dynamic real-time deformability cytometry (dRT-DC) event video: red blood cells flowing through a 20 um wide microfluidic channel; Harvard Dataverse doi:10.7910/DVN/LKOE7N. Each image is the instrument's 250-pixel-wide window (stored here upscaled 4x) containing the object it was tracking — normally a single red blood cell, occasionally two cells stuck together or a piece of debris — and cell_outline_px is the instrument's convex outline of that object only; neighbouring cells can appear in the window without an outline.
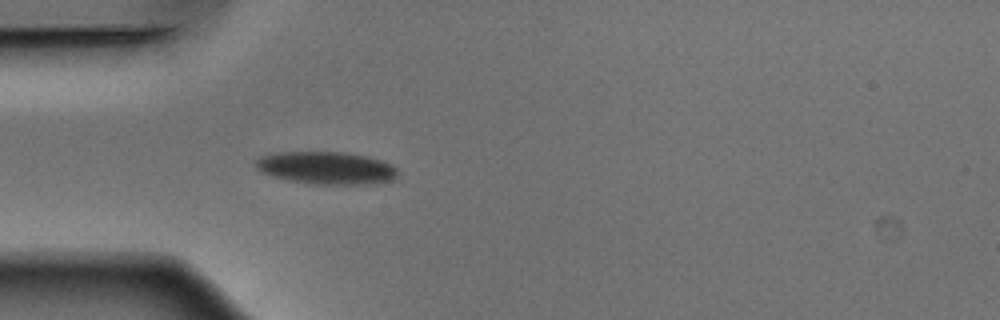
{"species": "Egyptian fruit bat (a non-hibernating species)", "species_latin": "Rousettus aegyptiacus", "temperature_condition": "warm", "stored_images_in_passage": 38, "camera_frame_rate_fps": 3000, "um_per_image_px": 0.085, "animal": {"sex": "male"}, "frame": {"image": 1, "passage_image": 1, "time_ms": 0.0, "image_size_px": [1000, 320], "cell_outline_px": [[400, 172], [392, 180], [364, 184], [316, 184], [288, 180], [260, 172], [256, 168], [256, 160], [264, 156], [280, 152], [344, 152], [368, 156], [392, 164]], "centroid_in_image_um": [27.77, 14.27], "position_along_channel_um": 57.2, "area_um2": 26.76}}
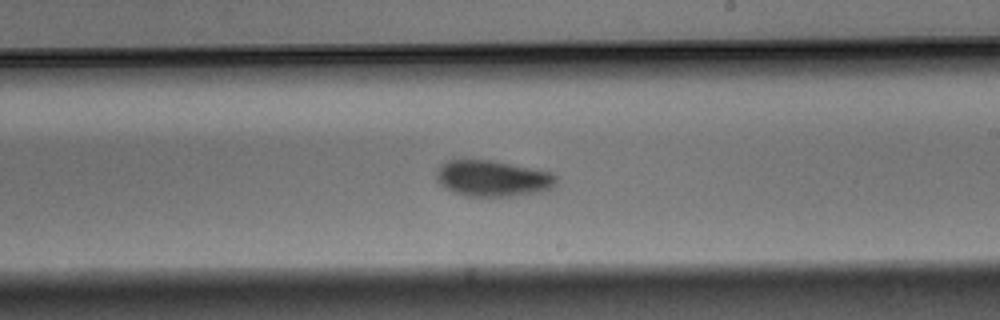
{"frame": {"image": 2, "passage_image": 16, "time_ms": 5.0, "image_size_px": [1000, 320], "cell_outline_px": [[556, 188], [544, 192], [512, 196], [464, 196], [452, 192], [444, 188], [436, 180], [436, 172], [440, 164], [448, 160], [488, 160], [552, 172], [556, 176]], "centroid_in_image_um": [41.88, 15.19], "position_along_channel_um": 247.1, "area_um2": 25.49}}
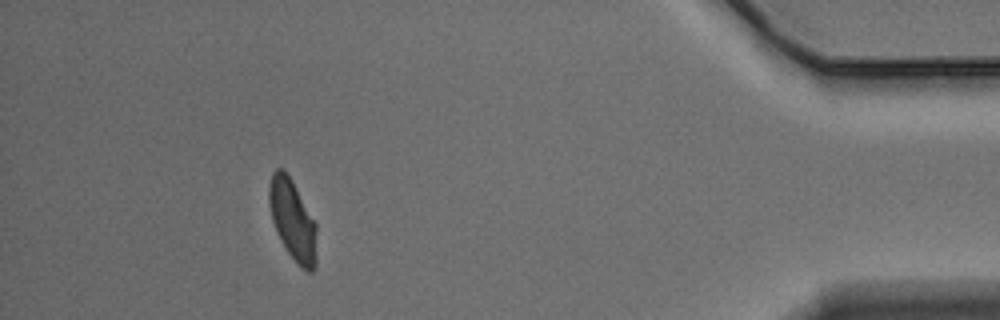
{"frame": {"image": 3, "passage_image": 33, "time_ms": 10.667, "image_size_px": [1000, 320], "cell_outline_px": [[316, 268], [312, 272], [308, 272], [300, 268], [288, 252], [280, 240], [276, 232], [272, 220], [268, 204], [268, 188], [272, 172], [276, 168], [280, 168], [292, 180], [316, 224]], "centroid_in_image_um": [24.86, 18.74], "position_along_channel_um": 410.3, "area_um2": 22.43}, "authors_computed_cell_mechanics": {"area_um2": 24.565, "velocity_mm_per_s": 3.8698, "shape_relaxation_time_tau1_ms": 3.8485, "shape_relaxation_time_tau2_ms": 7.3367, "deformation_change_tau1": 0.1263, "deformation_change_tau2": 0.1187}}